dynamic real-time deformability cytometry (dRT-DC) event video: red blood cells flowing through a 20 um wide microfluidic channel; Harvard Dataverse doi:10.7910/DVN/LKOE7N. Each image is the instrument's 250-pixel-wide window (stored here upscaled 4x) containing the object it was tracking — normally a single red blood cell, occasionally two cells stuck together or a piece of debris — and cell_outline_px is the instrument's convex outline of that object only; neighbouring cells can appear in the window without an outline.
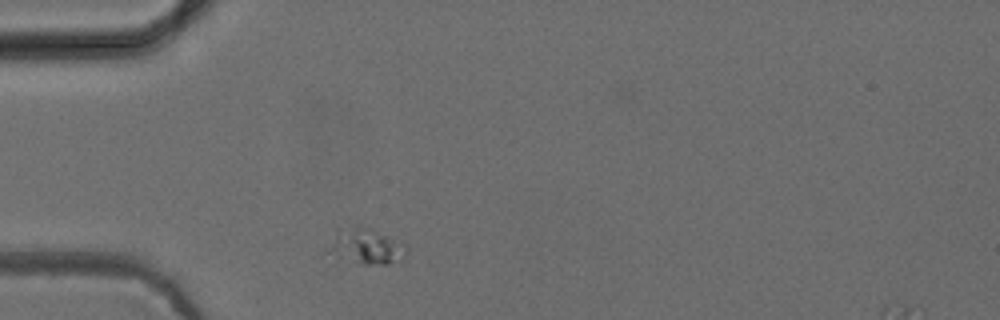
{"species": "common noctule bat (a hibernating species)", "species_latin": "Nyctalus noctula", "temperature_condition": "cold", "stored_images_in_passage": 41, "camera_frame_rate_fps": 3000, "um_per_image_px": 0.085, "animal": {"sex": "female", "body_mass_g": 24.6, "forearm_length_mm": 56.2}, "frame": {"image": 1, "passage_image": 1, "time_ms": 0.0, "image_size_px": [1000, 320], "cell_outline_px": [[408, 252], [404, 260], [388, 264], [364, 264], [340, 256], [332, 252], [332, 224], [360, 224], [372, 228], [408, 248]], "centroid_in_image_um": [31.1, 20.83], "position_along_channel_um": 53.9, "area_um2": 16.42}}
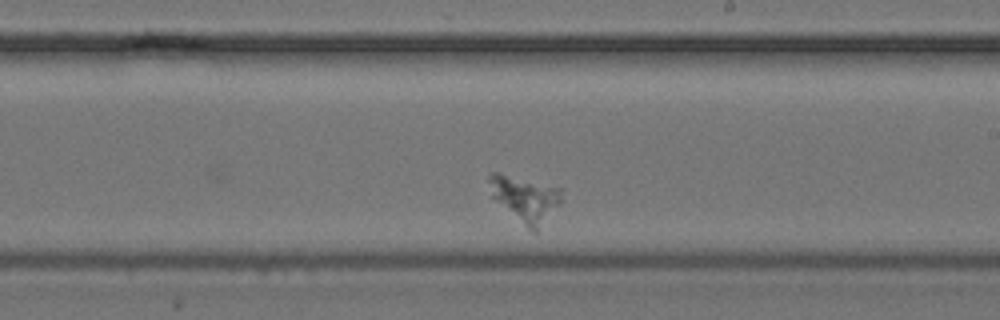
{"frame": {"image": 2, "passage_image": 18, "time_ms": 5.667, "image_size_px": [1000, 320], "cell_outline_px": [[564, 188], [560, 204], [536, 232], [532, 232], [496, 200], [492, 196], [488, 180], [488, 176], [492, 172], [496, 172]], "centroid_in_image_um": [44.68, 16.87], "position_along_channel_um": 244.3, "area_um2": 19.07}}
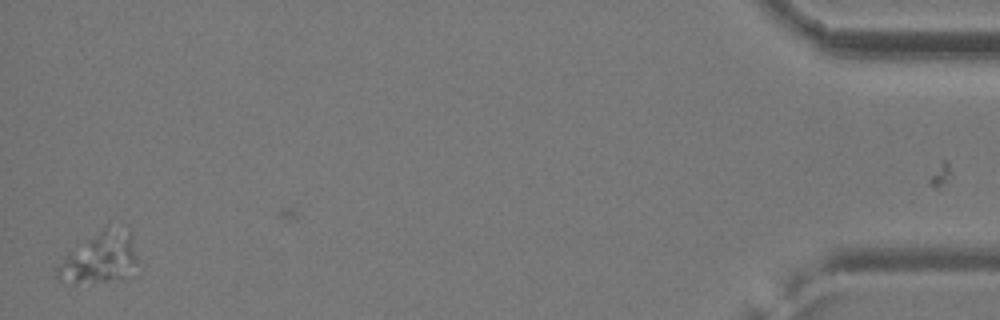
{"frame": {"image": 3, "passage_image": 40, "time_ms": 13.0, "image_size_px": [1000, 320], "cell_outline_px": [[136, 260], [120, 276], [92, 284], [56, 276], [56, 268], [64, 256], [68, 252], [104, 228], [132, 232], [136, 256]], "centroid_in_image_um": [8.43, 21.88], "position_along_channel_um": 426.8, "area_um2": 21.96}}